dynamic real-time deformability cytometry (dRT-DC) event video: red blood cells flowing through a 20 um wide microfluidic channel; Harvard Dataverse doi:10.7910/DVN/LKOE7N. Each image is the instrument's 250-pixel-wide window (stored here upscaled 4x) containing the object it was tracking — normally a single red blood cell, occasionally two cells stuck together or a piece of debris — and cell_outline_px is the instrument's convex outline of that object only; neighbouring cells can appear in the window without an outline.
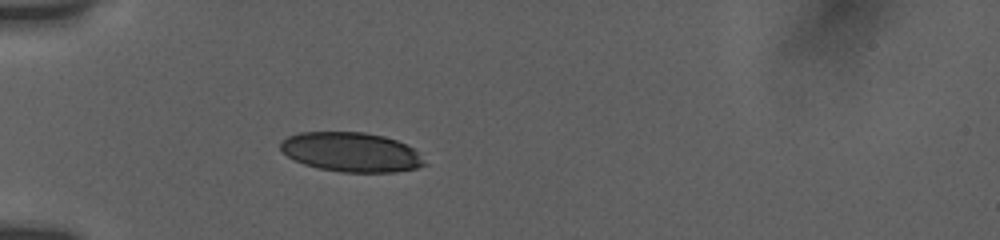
{"species": "human", "species_latin": "Homo sapiens", "temperature_condition": "room temperature", "stored_images_in_passage": 38, "camera_frame_rate_fps": 3000, "um_per_image_px": 0.085, "donor": {"sex": "female"}, "frame": {"image": 1, "passage_image": 1, "time_ms": 0.0, "image_size_px": [1000, 240], "cell_outline_px": [[428, 164], [416, 168], [396, 172], [340, 172], [320, 168], [304, 164], [288, 156], [280, 148], [280, 140], [288, 136], [300, 132], [364, 132], [384, 136], [396, 140], [412, 148]], "centroid_in_image_um": [29.84, 12.92], "position_along_channel_um": 55.2, "area_um2": 32.95}}
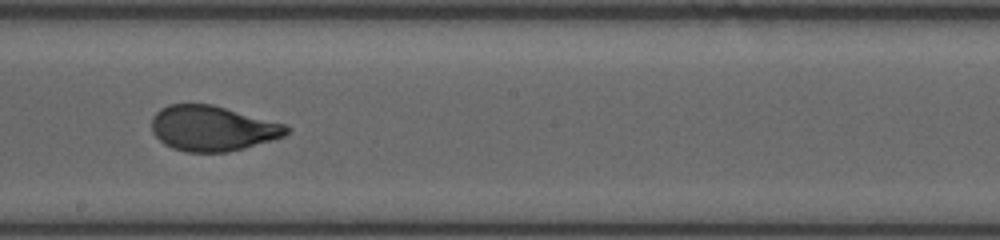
{"frame": {"image": 2, "passage_image": 16, "time_ms": 5.0, "image_size_px": [1000, 240], "cell_outline_px": [[292, 128], [284, 136], [272, 140], [244, 148], [228, 152], [184, 152], [172, 148], [164, 144], [152, 132], [152, 116], [160, 108], [168, 104], [212, 104], [288, 124]], "centroid_in_image_um": [18.08, 10.9], "position_along_channel_um": 230.1, "area_um2": 35.89}}
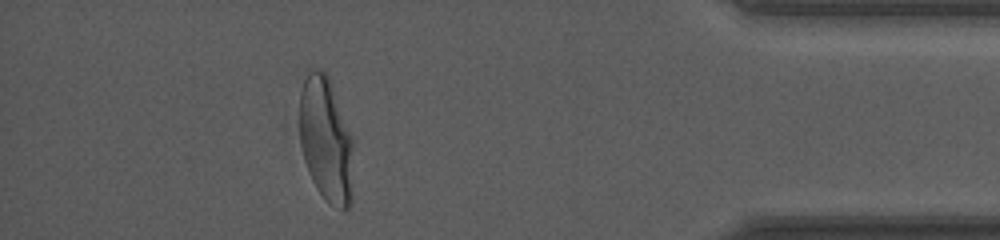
{"frame": {"image": 3, "passage_image": 33, "time_ms": 10.667, "image_size_px": [1000, 240], "cell_outline_px": [[352, 200], [348, 208], [340, 208], [328, 204], [324, 200], [316, 188], [308, 172], [304, 160], [300, 144], [300, 92], [304, 80], [308, 72], [312, 68], [316, 68], [324, 72], [328, 76], [352, 136]], "centroid_in_image_um": [27.7, 11.91], "position_along_channel_um": 407.5, "area_um2": 39.19}, "authors_computed_cell_mechanics": {"area_um2": 36.1828, "velocity_mm_per_s": 3.815, "shape_relaxation_time_tau1_ms": 4.5013, "shape_relaxation_time_tau2_ms": null, "deformation_change_tau1": 0.1741, "deformation_change_tau2": null}}